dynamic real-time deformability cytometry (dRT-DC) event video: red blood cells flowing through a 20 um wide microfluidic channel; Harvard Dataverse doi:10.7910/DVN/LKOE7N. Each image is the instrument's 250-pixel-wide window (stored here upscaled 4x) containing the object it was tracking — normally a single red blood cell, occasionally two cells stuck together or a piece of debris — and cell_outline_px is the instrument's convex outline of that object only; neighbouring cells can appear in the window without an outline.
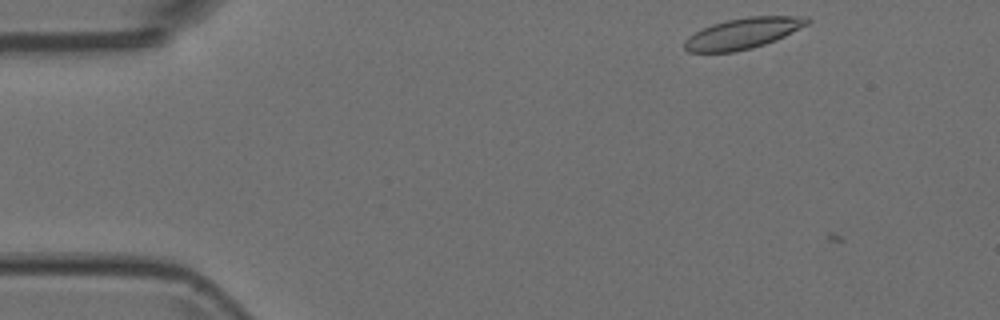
{"species": "Egyptian fruit bat (a non-hibernating species)", "species_latin": "Rousettus aegyptiacus", "temperature_condition": "room temperature", "stored_images_in_passage": 3, "camera_frame_rate_fps": 3000, "um_per_image_px": 0.085, "animal": {"sex": "female"}, "frame": {"image": 1, "passage_image": 1, "time_ms": 0.0, "image_size_px": [1000, 320], "cell_outline_px": [[812, 20], [808, 24], [776, 40], [752, 48], [736, 52], [688, 52], [684, 48], [684, 40], [688, 36], [712, 24], [728, 20], [748, 16], [808, 16]], "centroid_in_image_um": [63.16, 2.83], "position_along_channel_um": 21.8, "area_um2": 22.02}}